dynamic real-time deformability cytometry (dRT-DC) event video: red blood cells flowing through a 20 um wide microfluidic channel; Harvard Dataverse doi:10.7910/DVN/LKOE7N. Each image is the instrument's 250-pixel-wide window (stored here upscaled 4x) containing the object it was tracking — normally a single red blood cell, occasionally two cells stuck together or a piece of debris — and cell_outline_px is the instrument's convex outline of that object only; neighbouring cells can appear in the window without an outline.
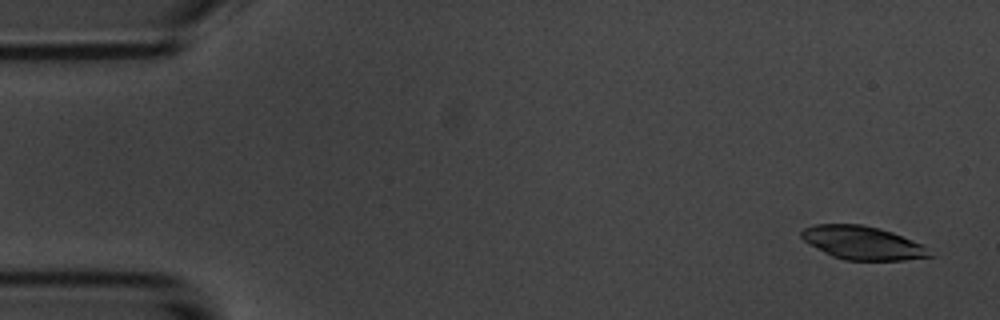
{"species": "common noctule bat (a hibernating species)", "species_latin": "Nyctalus noctula", "temperature_condition": "room temperature", "stored_images_in_passage": 6, "camera_frame_rate_fps": 3000, "um_per_image_px": 0.085, "animal": {"sex": "male", "body_mass_g": 20.1, "forearm_length_mm": 53.5}, "frame": {"image": 1, "passage_image": 1, "time_ms": 0.0, "image_size_px": [1000, 320], "cell_outline_px": [[936, 256], [904, 260], [844, 260], [832, 256], [824, 252], [804, 240], [800, 236], [800, 232], [804, 228], [816, 224], [860, 224], [880, 228], [892, 232], [924, 244]], "centroid_in_image_um": [73.37, 20.64], "position_along_channel_um": 11.6, "area_um2": 25.09}}
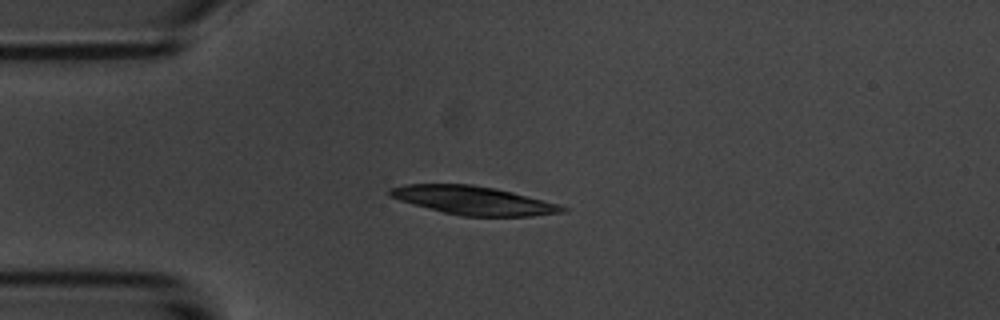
{"frame": {"image": 2, "passage_image": 4, "time_ms": 3.667, "image_size_px": [1000, 320], "cell_outline_px": [[568, 212], [532, 216], [460, 216], [412, 204], [400, 200], [392, 196], [388, 192], [388, 188], [404, 184], [472, 184], [512, 192], [560, 204], [568, 208]], "centroid_in_image_um": [40.28, 17.04], "position_along_channel_um": 44.7, "area_um2": 28.61}}